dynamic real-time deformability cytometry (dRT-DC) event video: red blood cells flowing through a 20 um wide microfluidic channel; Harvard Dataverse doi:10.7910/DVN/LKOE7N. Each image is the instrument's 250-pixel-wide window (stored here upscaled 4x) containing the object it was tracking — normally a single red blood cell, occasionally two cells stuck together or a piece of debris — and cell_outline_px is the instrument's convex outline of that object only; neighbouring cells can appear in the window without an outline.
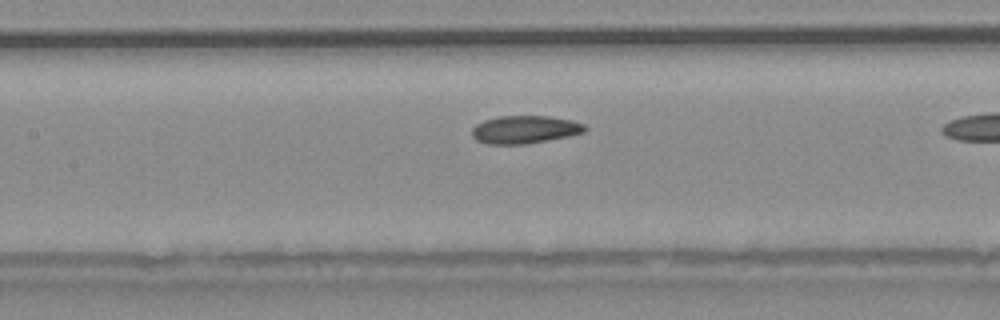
{"species": "common noctule bat (a hibernating species)", "species_latin": "Nyctalus noctula", "temperature_condition": "warm", "stored_images_in_passage": 28, "camera_frame_rate_fps": 3000, "um_per_image_px": 0.085, "animal": {"sex": "male", "body_mass_g": 20.4}, "frame": {"image": 1, "passage_image": 20, "time_ms": 6.333, "image_size_px": [1000, 320], "cell_outline_px": [[588, 128], [584, 132], [568, 136], [528, 144], [488, 144], [476, 140], [472, 136], [472, 128], [476, 124], [484, 120], [500, 116], [548, 116], [572, 120], [584, 124]], "centroid_in_image_um": [44.6, 11.01], "position_along_channel_um": 162.8, "area_um2": 18.38}}